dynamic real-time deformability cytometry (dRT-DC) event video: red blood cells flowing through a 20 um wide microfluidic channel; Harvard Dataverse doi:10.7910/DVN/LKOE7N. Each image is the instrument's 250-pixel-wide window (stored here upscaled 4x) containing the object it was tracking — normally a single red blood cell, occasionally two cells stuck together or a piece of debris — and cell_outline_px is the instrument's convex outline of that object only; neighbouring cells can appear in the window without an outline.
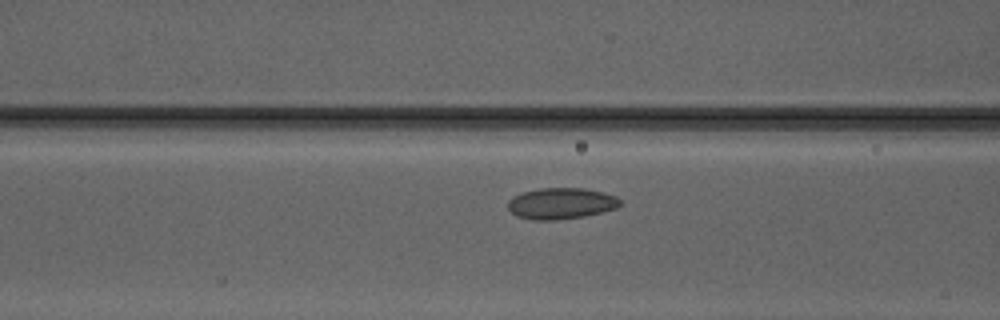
{"species": "Egyptian fruit bat (a non-hibernating species)", "species_latin": "Rousettus aegyptiacus", "temperature_condition": "warm", "stored_images_in_passage": 7, "camera_frame_rate_fps": 3000, "um_per_image_px": 0.085, "animal": {"sex": "male"}, "frame": {"image": 1, "passage_image": 5, "time_ms": 1.333, "image_size_px": [1000, 320], "cell_outline_px": [[620, 204], [616, 208], [584, 216], [556, 220], [532, 220], [516, 216], [508, 208], [508, 200], [512, 196], [524, 192], [540, 188], [584, 188], [604, 192], [616, 196], [620, 200]], "centroid_in_image_um": [47.67, 17.29], "position_along_channel_um": 118.9, "area_um2": 20.4}}